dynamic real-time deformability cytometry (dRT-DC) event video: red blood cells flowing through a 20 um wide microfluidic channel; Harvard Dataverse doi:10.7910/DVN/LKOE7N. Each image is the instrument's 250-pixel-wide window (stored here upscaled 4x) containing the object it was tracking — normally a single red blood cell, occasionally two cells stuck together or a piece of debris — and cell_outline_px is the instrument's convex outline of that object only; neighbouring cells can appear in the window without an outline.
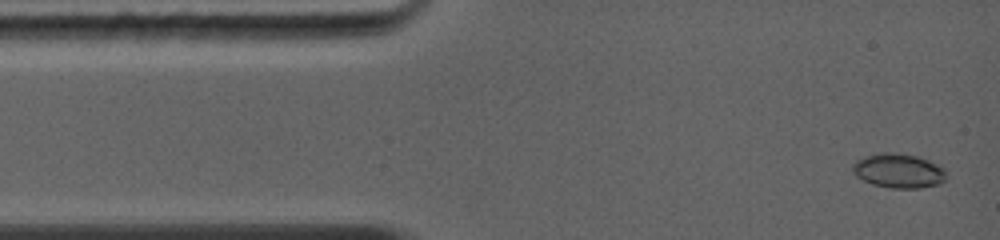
{"species": "common noctule bat (a hibernating species)", "species_latin": "Nyctalus noctula", "temperature_condition": "warm", "stored_images_in_passage": 48, "camera_frame_rate_fps": 5000, "um_per_image_px": 0.085, "animal": {"sex": "female", "body_mass_g": 19.0, "forearm_length_mm": 56.7}, "frame": {"image": 1, "passage_image": 1, "time_ms": 0.0, "image_size_px": [1000, 240], "cell_outline_px": [[948, 172], [944, 180], [936, 184], [920, 188], [892, 188], [872, 184], [856, 176], [852, 172], [852, 164], [856, 160], [880, 152], [892, 152], [916, 156], [928, 160], [944, 168]], "centroid_in_image_um": [76.37, 14.51], "position_along_channel_um": 8.6, "area_um2": 18.67}}
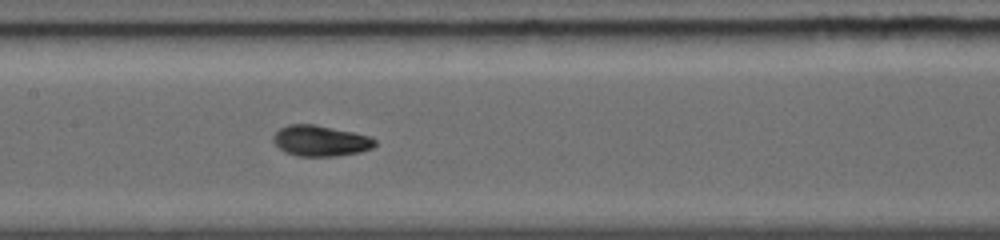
{"frame": {"image": 2, "passage_image": 22, "time_ms": 5.4, "image_size_px": [1000, 240], "cell_outline_px": [[376, 144], [372, 148], [360, 152], [336, 156], [296, 156], [284, 152], [272, 140], [276, 132], [280, 128], [288, 124], [316, 124], [352, 132], [368, 136], [376, 140]], "centroid_in_image_um": [27.23, 11.97], "position_along_channel_um": 180.2, "area_um2": 18.21}}
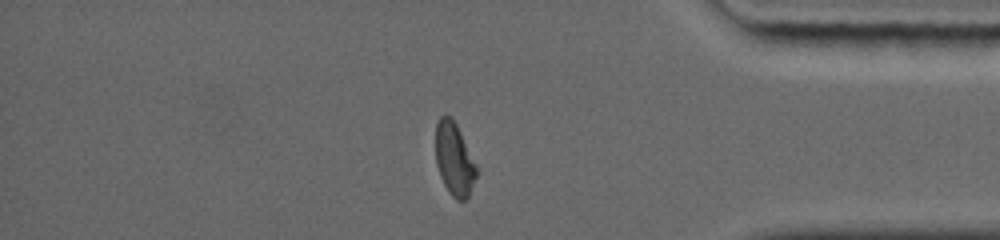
{"frame": {"image": 3, "passage_image": 42, "time_ms": 10.8, "image_size_px": [1000, 240], "cell_outline_px": [[476, 176], [468, 196], [464, 200], [456, 200], [448, 192], [440, 176], [436, 164], [436, 124], [440, 116], [452, 116], [476, 164]], "centroid_in_image_um": [38.59, 13.53], "position_along_channel_um": 396.6, "area_um2": 17.11}, "authors_computed_cell_mechanics": {"area_um2": 17.9758, "velocity_mm_per_s": 4.4048, "shape_relaxation_time_tau1_ms": 3.2035, "shape_relaxation_time_tau2_ms": 1.2792, "deformation_change_tau1": 0.1812, "deformation_change_tau2": 0.0255}}